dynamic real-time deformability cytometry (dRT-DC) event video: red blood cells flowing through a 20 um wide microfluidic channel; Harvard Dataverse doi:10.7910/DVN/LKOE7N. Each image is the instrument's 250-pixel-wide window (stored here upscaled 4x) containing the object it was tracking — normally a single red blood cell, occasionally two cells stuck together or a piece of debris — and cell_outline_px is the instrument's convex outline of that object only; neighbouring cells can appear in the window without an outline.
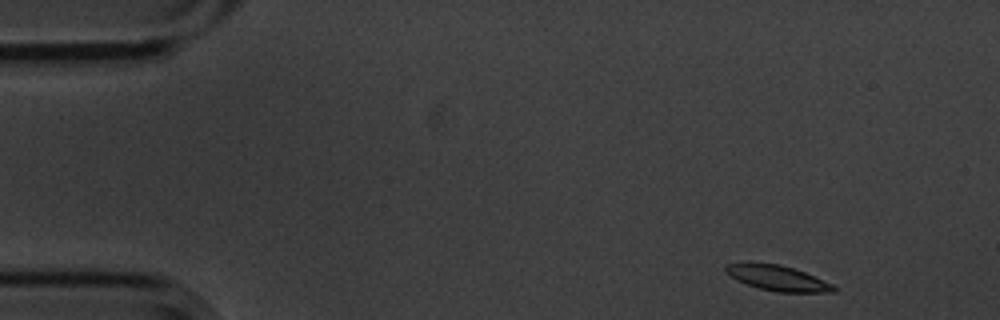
{"species": "common noctule bat (a hibernating species)", "species_latin": "Nyctalus noctula", "temperature_condition": "cold", "stored_images_in_passage": 51, "camera_frame_rate_fps": 3000, "um_per_image_px": 0.085, "animal": {"sex": "male", "body_mass_g": 20.1, "forearm_length_mm": 53.5}, "frame": {"image": 1, "passage_image": 1, "time_ms": 0.0, "image_size_px": [1000, 320], "cell_outline_px": [[840, 288], [836, 292], [776, 292], [760, 288], [736, 280], [724, 268], [728, 264], [748, 260], [752, 260], [780, 264], [804, 272], [832, 284]], "centroid_in_image_um": [66.08, 23.6], "position_along_channel_um": 18.9, "area_um2": 16.18}}
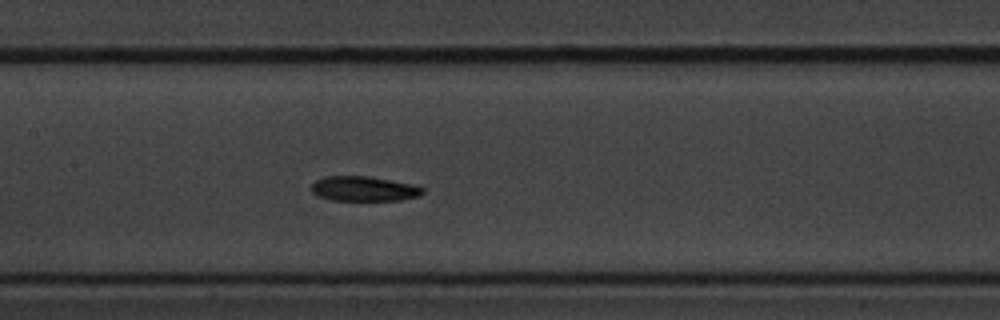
{"frame": {"image": 2, "passage_image": 22, "time_ms": 7.0, "image_size_px": [1000, 320], "cell_outline_px": [[424, 192], [420, 196], [400, 200], [332, 200], [316, 196], [312, 192], [312, 184], [316, 180], [324, 176], [368, 176], [408, 184], [424, 188]], "centroid_in_image_um": [30.88, 16.05], "position_along_channel_um": 176.5, "area_um2": 15.95}}
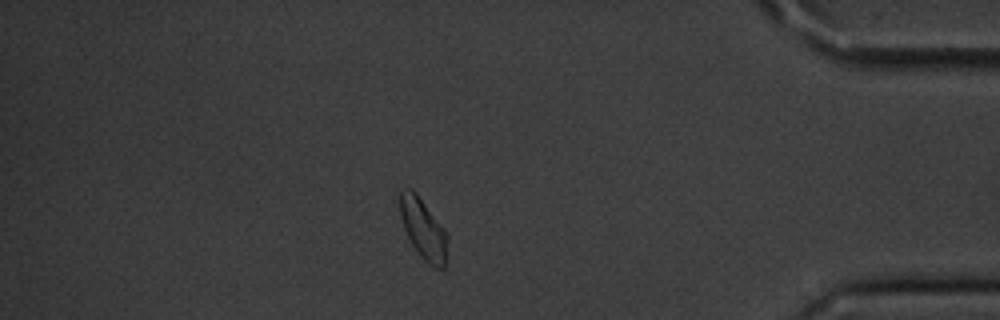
{"frame": {"image": 3, "passage_image": 44, "time_ms": 14.333, "image_size_px": [1000, 320], "cell_outline_px": [[448, 240], [444, 268], [432, 268], [420, 256], [412, 244], [404, 228], [400, 216], [400, 192], [404, 188], [412, 188], [416, 192], [444, 228], [448, 236]], "centroid_in_image_um": [35.99, 19.46], "position_along_channel_um": 399.2, "area_um2": 16.76}, "authors_computed_cell_mechanics": {"area_um2": 16.6464, "velocity_mm_per_s": 3.5357, "shape_relaxation_time_tau1_ms": 2.8103, "shape_relaxation_time_tau2_ms": null, "deformation_change_tau1": 0.0856, "deformation_change_tau2": null}}